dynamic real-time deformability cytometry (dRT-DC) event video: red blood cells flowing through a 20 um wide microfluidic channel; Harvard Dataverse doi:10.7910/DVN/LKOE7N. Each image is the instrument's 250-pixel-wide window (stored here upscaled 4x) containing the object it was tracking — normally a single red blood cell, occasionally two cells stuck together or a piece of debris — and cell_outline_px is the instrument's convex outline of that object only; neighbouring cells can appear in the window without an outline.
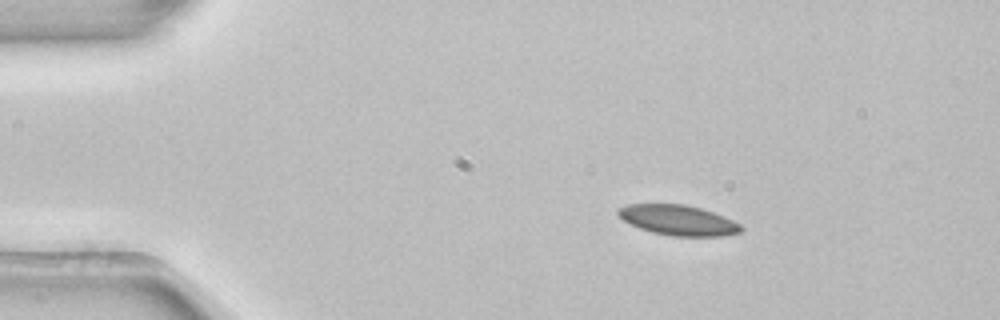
{"species": "common noctule bat (a hibernating species)", "species_latin": "Nyctalus noctula", "temperature_condition": "room temperature", "stored_images_in_passage": 3, "camera_frame_rate_fps": 3000, "um_per_image_px": 0.085, "animal": {"sex": "female", "body_mass_g": 22.7, "forearm_length_mm": 54.2}, "frame": {"image": 1, "passage_image": 1, "time_ms": 0.0, "image_size_px": [1000, 320], "cell_outline_px": [[744, 228], [740, 232], [724, 236], [672, 236], [652, 232], [640, 228], [624, 220], [616, 212], [616, 208], [628, 204], [684, 204], [700, 208], [724, 216], [740, 224]], "centroid_in_image_um": [57.65, 18.71], "position_along_channel_um": 27.4, "area_um2": 21.56}}
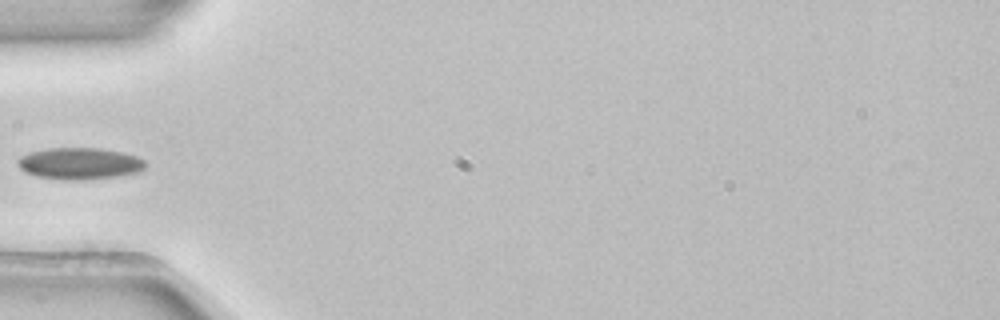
{"frame": {"image": 2, "passage_image": 3, "time_ms": 0.667, "image_size_px": [1000, 320], "cell_outline_px": [[144, 168], [140, 172], [116, 176], [84, 180], [64, 180], [40, 176], [28, 172], [20, 168], [16, 164], [16, 160], [20, 156], [32, 152], [48, 148], [100, 148], [124, 152], [136, 156], [144, 160]], "centroid_in_image_um": [6.78, 13.89], "position_along_channel_um": 78.2, "area_um2": 23.47}}